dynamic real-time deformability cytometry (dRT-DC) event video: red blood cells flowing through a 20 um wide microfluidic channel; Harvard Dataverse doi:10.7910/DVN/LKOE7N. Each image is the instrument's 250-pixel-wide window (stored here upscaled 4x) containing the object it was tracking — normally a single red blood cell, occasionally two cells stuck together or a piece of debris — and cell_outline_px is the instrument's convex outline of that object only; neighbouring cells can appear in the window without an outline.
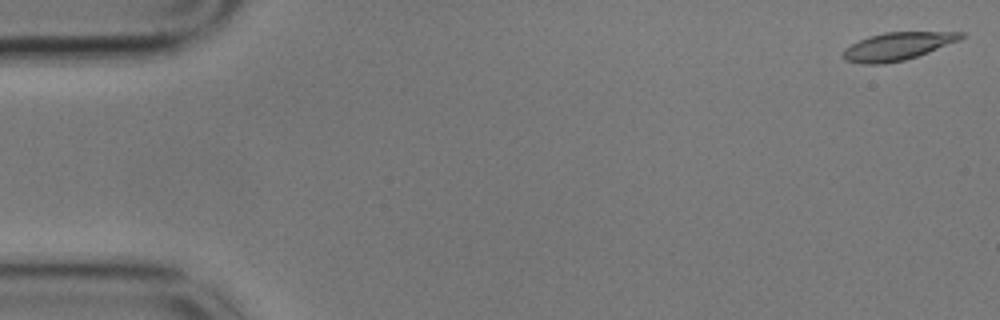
{"species": "common noctule bat (a hibernating species)", "species_latin": "Nyctalus noctula", "temperature_condition": "cold", "stored_images_in_passage": 8, "camera_frame_rate_fps": 3000, "um_per_image_px": 0.085, "animal": {"sex": "male", "body_mass_g": 17.9}, "frame": {"image": 1, "passage_image": 1, "time_ms": 0.0, "image_size_px": [1000, 320], "cell_outline_px": [[964, 36], [960, 40], [928, 52], [904, 60], [884, 64], [864, 64], [844, 60], [840, 56], [844, 48], [868, 36], [884, 32], [964, 32]], "centroid_in_image_um": [76.24, 3.94], "position_along_channel_um": 8.8, "area_um2": 19.07}}